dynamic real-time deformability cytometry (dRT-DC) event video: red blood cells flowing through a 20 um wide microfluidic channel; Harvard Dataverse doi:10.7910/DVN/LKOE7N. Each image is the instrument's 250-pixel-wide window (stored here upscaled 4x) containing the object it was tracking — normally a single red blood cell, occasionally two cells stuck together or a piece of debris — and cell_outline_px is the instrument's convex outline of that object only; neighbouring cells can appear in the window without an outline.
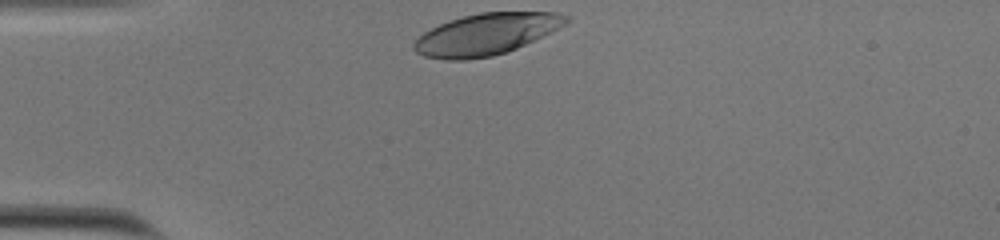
{"species": "human", "species_latin": "Homo sapiens", "temperature_condition": "cold", "stored_images_in_passage": 30, "camera_frame_rate_fps": 3000, "um_per_image_px": 0.085, "donor": {"sex": "male"}, "frame": {"image": 1, "passage_image": 1, "time_ms": 0.0, "image_size_px": [1000, 240], "cell_outline_px": [[572, 16], [564, 24], [552, 32], [516, 48], [492, 56], [464, 60], [444, 60], [424, 56], [416, 52], [412, 48], [412, 44], [424, 32], [448, 20], [480, 12], [556, 12]], "centroid_in_image_um": [41.31, 2.9], "position_along_channel_um": 43.7, "area_um2": 36.65}}
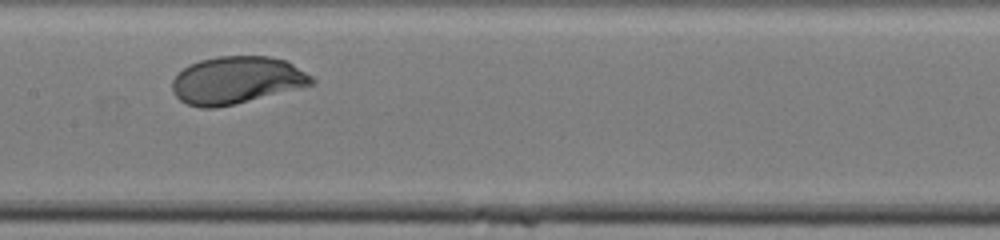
{"frame": {"image": 2, "passage_image": 15, "time_ms": 4.667, "image_size_px": [1000, 240], "cell_outline_px": [[316, 84], [236, 104], [216, 108], [200, 108], [188, 104], [180, 100], [172, 92], [172, 80], [188, 64], [200, 60], [216, 56], [268, 56], [284, 60], [292, 64], [312, 76], [316, 80]], "centroid_in_image_um": [20.11, 6.82], "position_along_channel_um": 187.3, "area_um2": 38.67}}
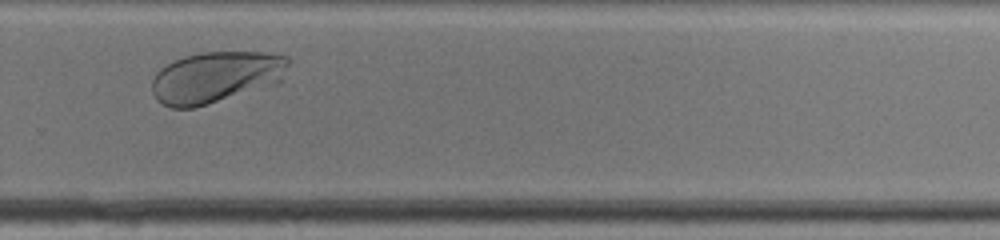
{"frame": {"image": 3, "passage_image": 25, "time_ms": 8.0, "image_size_px": [1000, 240], "cell_outline_px": [[288, 64], [280, 80], [276, 84], [192, 108], [172, 108], [160, 104], [156, 100], [152, 92], [152, 80], [156, 72], [160, 68], [184, 56], [204, 52], [264, 52], [288, 56]], "centroid_in_image_um": [18.31, 6.56], "position_along_channel_um": 311.5, "area_um2": 40.63}, "authors_computed_cell_mechanics": {"area_um2": 38.6682, "velocity_mm_per_s": 3.7308, "shape_relaxation_time_tau1_ms": 1.6249, "shape_relaxation_time_tau2_ms": null, "deformation_change_tau1": 0.1427, "deformation_change_tau2": null}}